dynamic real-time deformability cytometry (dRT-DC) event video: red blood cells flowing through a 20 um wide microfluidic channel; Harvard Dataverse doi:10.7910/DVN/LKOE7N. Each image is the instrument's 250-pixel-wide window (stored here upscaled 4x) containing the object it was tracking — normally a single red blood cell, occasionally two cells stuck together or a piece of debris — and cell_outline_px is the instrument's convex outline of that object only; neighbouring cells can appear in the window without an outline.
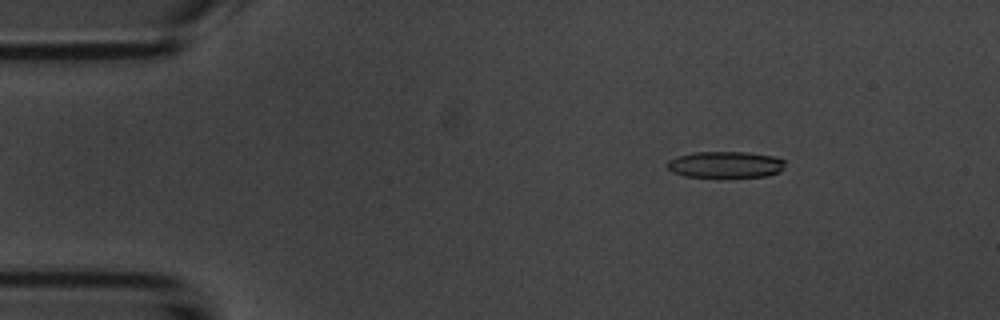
{"species": "common noctule bat (a hibernating species)", "species_latin": "Nyctalus noctula", "temperature_condition": "room temperature", "stored_images_in_passage": 54, "camera_frame_rate_fps": 3000, "um_per_image_px": 0.085, "animal": {"sex": "male", "body_mass_g": 20.1, "forearm_length_mm": 53.5}, "frame": {"image": 1, "passage_image": 8, "time_ms": 2.333, "image_size_px": [1000, 320], "cell_outline_px": [[784, 168], [780, 172], [764, 176], [684, 176], [672, 172], [668, 168], [668, 160], [676, 156], [696, 152], [748, 152], [772, 156], [784, 160]], "centroid_in_image_um": [61.65, 13.97], "position_along_channel_um": 23.3, "area_um2": 17.86}}
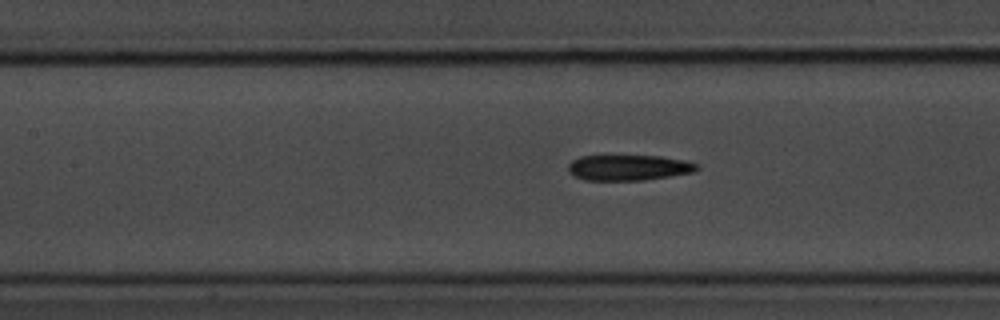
{"frame": {"image": 2, "passage_image": 24, "time_ms": 7.667, "image_size_px": [1000, 320], "cell_outline_px": [[700, 168], [692, 172], [644, 180], [584, 180], [568, 172], [568, 164], [572, 160], [580, 156], [660, 156], [684, 160], [700, 164]], "centroid_in_image_um": [53.43, 14.24], "position_along_channel_um": 154.0, "area_um2": 19.13}}
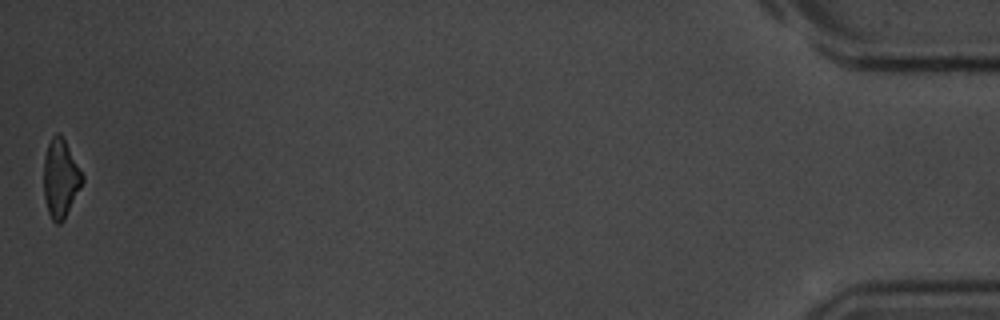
{"frame": {"image": 3, "passage_image": 54, "time_ms": 17.667, "image_size_px": [1000, 320], "cell_outline_px": [[84, 180], [64, 220], [60, 224], [56, 224], [52, 220], [48, 212], [44, 196], [44, 156], [48, 144], [52, 136], [56, 132], [60, 132], [84, 176]], "centroid_in_image_um": [5.14, 15.17], "position_along_channel_um": 430.1, "area_um2": 17.57}, "authors_computed_cell_mechanics": {"area_um2": 19.3052, "velocity_mm_per_s": 3.732, "shape_relaxation_time_tau1_ms": 6.6354, "shape_relaxation_time_tau2_ms": null, "deformation_change_tau1": 0.1686, "deformation_change_tau2": null}}